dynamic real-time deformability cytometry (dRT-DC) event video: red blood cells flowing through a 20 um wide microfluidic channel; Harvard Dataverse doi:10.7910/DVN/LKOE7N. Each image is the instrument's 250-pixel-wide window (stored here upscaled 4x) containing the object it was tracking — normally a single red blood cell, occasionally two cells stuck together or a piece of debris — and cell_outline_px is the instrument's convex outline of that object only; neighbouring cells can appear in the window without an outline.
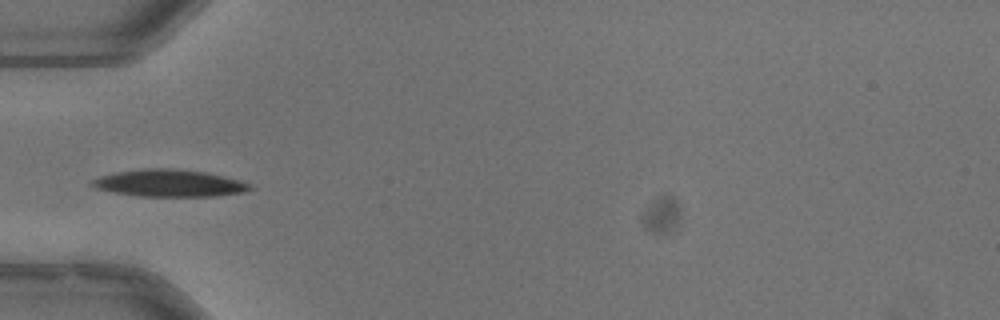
{"species": "common noctule bat (a hibernating species)", "species_latin": "Nyctalus noctula", "temperature_condition": "warm", "stored_images_in_passage": 29, "camera_frame_rate_fps": 3000, "um_per_image_px": 0.085, "animal": {"sex": "male", "body_mass_g": 13.3}, "frame": {"image": 1, "passage_image": 1, "time_ms": 0.0, "image_size_px": [1000, 320], "cell_outline_px": [[252, 188], [244, 192], [216, 196], [136, 196], [112, 192], [96, 188], [88, 184], [92, 180], [100, 176], [116, 172], [144, 168], [168, 168], [204, 172], [236, 180], [248, 184]], "centroid_in_image_um": [14.29, 15.57], "position_along_channel_um": 70.7, "area_um2": 24.62}, "authors_computed_cell_mechanics": {"area_um2": 24.6228, "velocity_mm_per_s": 3.9478, "shape_relaxation_time_tau1_ms": 3.1873, "shape_relaxation_time_tau2_ms": 2.2196, "deformation_change_tau1": 0.1453, "deformation_change_tau2": 0.0492}}